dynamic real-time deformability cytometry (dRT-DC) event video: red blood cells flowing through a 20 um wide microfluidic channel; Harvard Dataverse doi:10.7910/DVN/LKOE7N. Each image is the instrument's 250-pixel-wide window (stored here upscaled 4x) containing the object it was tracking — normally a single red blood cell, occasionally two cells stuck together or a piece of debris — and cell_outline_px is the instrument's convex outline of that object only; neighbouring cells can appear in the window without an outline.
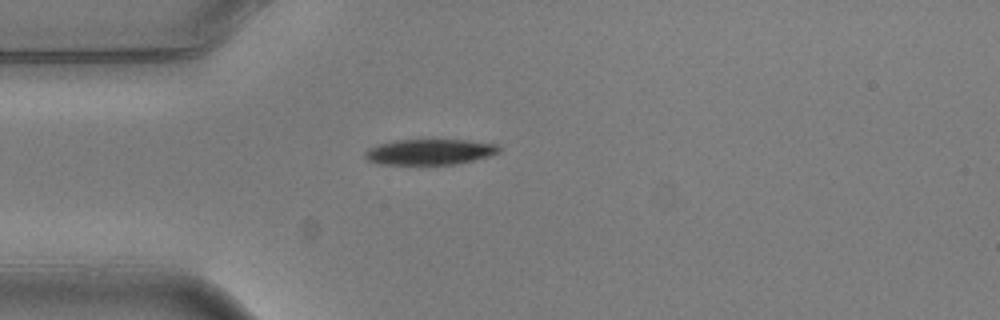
{"species": "common noctule bat (a hibernating species)", "species_latin": "Nyctalus noctula", "temperature_condition": "warm", "stored_images_in_passage": 1, "camera_frame_rate_fps": 3000, "um_per_image_px": 0.085, "animal": {"sex": "male", "body_mass_g": 20.5, "forearm_length_mm": 52.5}, "frame": {"image": 1, "passage_image": 1, "time_ms": 0.0, "image_size_px": [1000, 320], "cell_outline_px": [[500, 152], [488, 156], [456, 164], [376, 164], [368, 160], [364, 156], [364, 152], [368, 148], [392, 140], [468, 140], [500, 144]], "centroid_in_image_um": [36.53, 12.9], "position_along_channel_um": 48.5, "area_um2": 20.06}}